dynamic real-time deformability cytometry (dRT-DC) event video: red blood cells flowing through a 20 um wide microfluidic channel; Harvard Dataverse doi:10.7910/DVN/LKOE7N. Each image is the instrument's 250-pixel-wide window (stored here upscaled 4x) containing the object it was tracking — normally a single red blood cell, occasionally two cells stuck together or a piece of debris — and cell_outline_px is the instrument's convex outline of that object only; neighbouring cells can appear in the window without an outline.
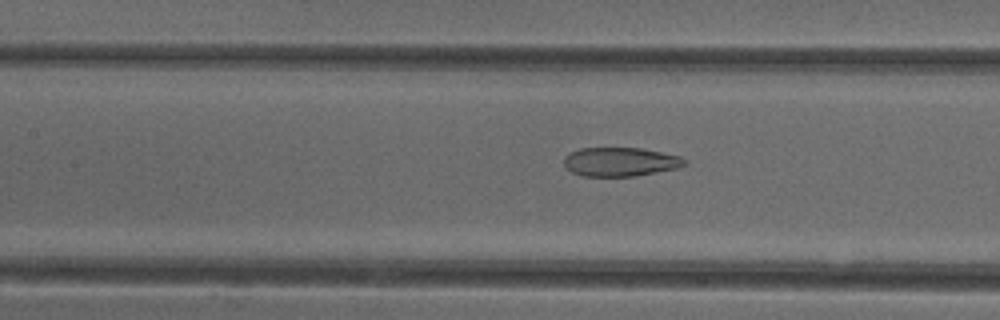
{"species": "common noctule bat (a hibernating species)", "species_latin": "Nyctalus noctula", "temperature_condition": "cold", "stored_images_in_passage": 33, "camera_frame_rate_fps": 3000, "um_per_image_px": 0.085, "animal": {"sex": "female"}, "frame": {"image": 1, "passage_image": 22, "time_ms": 7.0, "image_size_px": [1000, 320], "cell_outline_px": [[688, 164], [676, 168], [636, 176], [584, 176], [572, 172], [564, 164], [564, 156], [580, 148], [640, 148], [680, 156], [688, 160]], "centroid_in_image_um": [52.75, 13.75], "position_along_channel_um": 154.7, "area_um2": 20.23}}
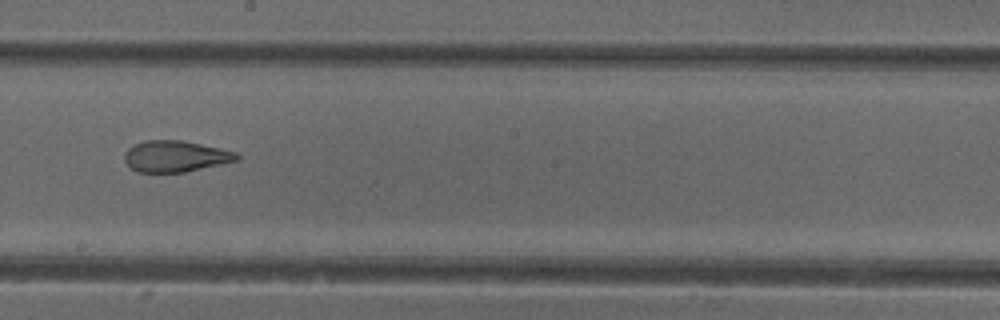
{"frame": {"image": 2, "passage_image": 28, "time_ms": 9.0, "image_size_px": [1000, 320], "cell_outline_px": [[240, 160], [184, 172], [140, 172], [132, 168], [124, 160], [124, 152], [128, 148], [144, 140], [180, 140], [220, 148], [236, 152], [240, 156]], "centroid_in_image_um": [14.92, 13.28], "position_along_channel_um": 233.3, "area_um2": 20.35}}
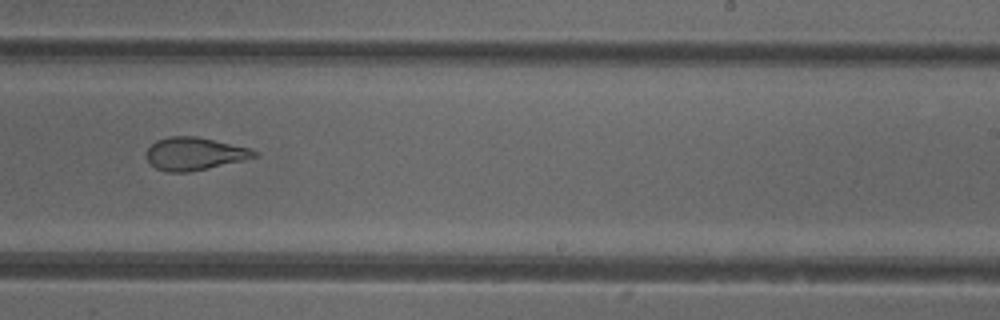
{"frame": {"image": 3, "passage_image": 31, "time_ms": 10.0, "image_size_px": [1000, 320], "cell_outline_px": [[260, 156], [244, 160], [188, 172], [168, 172], [156, 168], [144, 156], [144, 152], [156, 140], [168, 136], [196, 136], [252, 148]], "centroid_in_image_um": [16.52, 13.05], "position_along_channel_um": 272.5, "area_um2": 20.69}}